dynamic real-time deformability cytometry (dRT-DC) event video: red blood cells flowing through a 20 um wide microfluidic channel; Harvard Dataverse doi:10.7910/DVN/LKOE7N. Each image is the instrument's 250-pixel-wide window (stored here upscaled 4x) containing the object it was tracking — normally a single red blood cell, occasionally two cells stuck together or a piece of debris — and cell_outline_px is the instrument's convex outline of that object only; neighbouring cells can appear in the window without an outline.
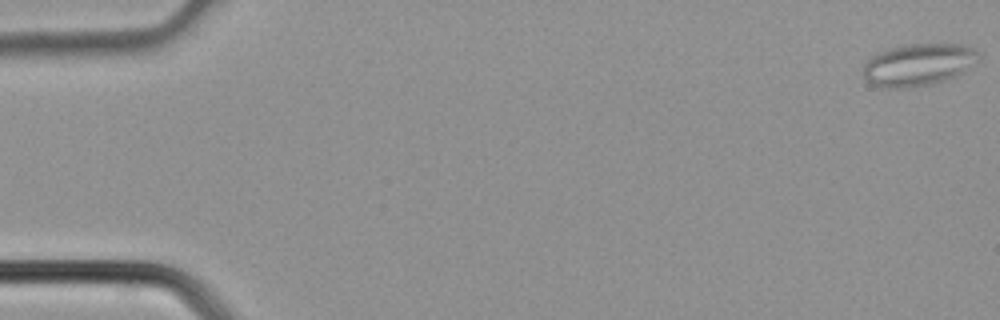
{"species": "common noctule bat (a hibernating species)", "species_latin": "Nyctalus noctula", "temperature_condition": "cold", "stored_images_in_passage": 5, "camera_frame_rate_fps": 3000, "um_per_image_px": 0.085, "animal": {"sex": "male", "body_mass_g": 21.5, "forearm_length_mm": 52.0}, "frame": {"image": 1, "passage_image": 1, "time_ms": 0.0, "image_size_px": [1000, 320], "cell_outline_px": [[980, 56], [964, 72], [944, 80], [928, 84], [896, 88], [888, 88], [872, 84], [864, 76], [864, 64], [872, 56], [888, 48], [908, 44], [964, 44], [976, 48], [980, 52]], "centroid_in_image_um": [78.09, 5.47], "position_along_channel_um": 6.9, "area_um2": 28.03}}